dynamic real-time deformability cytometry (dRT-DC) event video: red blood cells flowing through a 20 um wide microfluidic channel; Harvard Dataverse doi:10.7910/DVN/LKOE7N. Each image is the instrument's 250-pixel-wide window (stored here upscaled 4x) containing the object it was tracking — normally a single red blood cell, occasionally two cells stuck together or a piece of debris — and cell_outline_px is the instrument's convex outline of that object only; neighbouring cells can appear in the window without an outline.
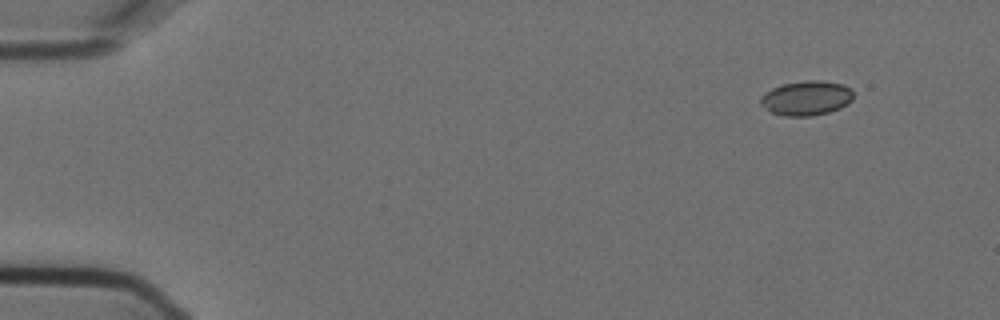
{"species": "Egyptian fruit bat (a non-hibernating species)", "species_latin": "Rousettus aegyptiacus", "temperature_condition": "cold", "stored_images_in_passage": 5, "segment_of_instrument_passage": [2, 2], "camera_frame_rate_fps": 3000, "um_per_image_px": 0.085, "animal": {"sex": "female"}, "frame": {"image": 1, "passage_image": 5, "time_ms": 1.333, "image_size_px": [1000, 320], "cell_outline_px": [[852, 100], [848, 104], [840, 108], [828, 112], [812, 116], [784, 116], [772, 112], [764, 108], [760, 104], [760, 96], [764, 92], [772, 88], [784, 84], [804, 80], [820, 80], [844, 84], [852, 88]], "centroid_in_image_um": [68.54, 8.33], "position_along_channel_um": 16.5, "area_um2": 18.9}}